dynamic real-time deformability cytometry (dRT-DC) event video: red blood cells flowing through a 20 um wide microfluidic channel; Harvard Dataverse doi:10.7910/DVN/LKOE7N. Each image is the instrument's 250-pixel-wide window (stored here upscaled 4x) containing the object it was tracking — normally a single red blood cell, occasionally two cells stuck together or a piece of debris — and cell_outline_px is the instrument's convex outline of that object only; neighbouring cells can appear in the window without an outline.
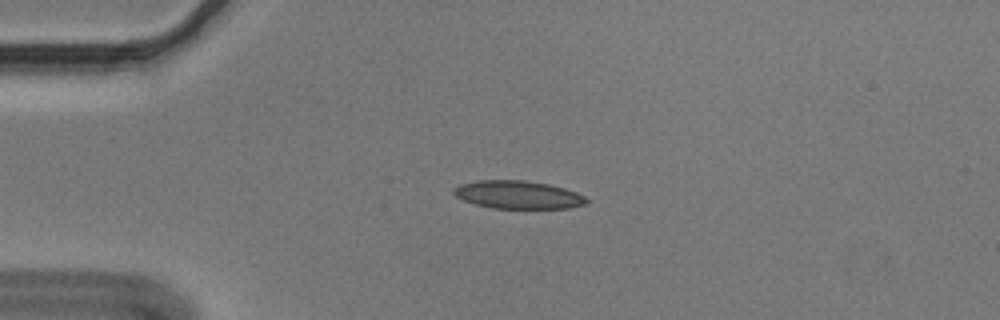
{"species": "Egyptian fruit bat (a non-hibernating species)", "species_latin": "Rousettus aegyptiacus", "temperature_condition": "cold", "stored_images_in_passage": 44, "camera_frame_rate_fps": 3000, "um_per_image_px": 0.085, "animal": {"sex": "male"}, "frame": {"image": 1, "passage_image": 2, "time_ms": 0.333, "image_size_px": [1000, 320], "cell_outline_px": [[588, 204], [568, 208], [492, 208], [476, 204], [464, 200], [456, 196], [452, 192], [452, 188], [460, 184], [476, 180], [524, 180], [548, 184], [564, 188], [576, 192], [584, 196], [588, 200]], "centroid_in_image_um": [44.02, 16.55], "position_along_channel_um": 41.0, "area_um2": 21.68}}
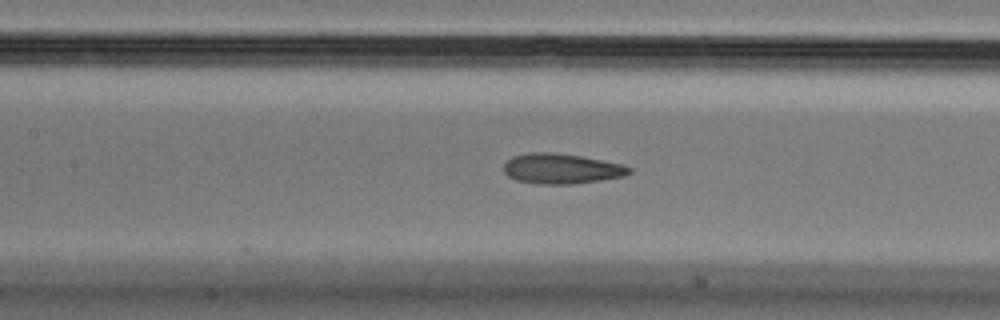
{"frame": {"image": 2, "passage_image": 14, "time_ms": 4.333, "image_size_px": [1000, 320], "cell_outline_px": [[632, 172], [624, 176], [600, 180], [572, 184], [536, 184], [516, 180], [508, 176], [504, 172], [504, 164], [512, 156], [528, 152], [552, 152], [580, 156], [620, 164], [632, 168]], "centroid_in_image_um": [47.68, 14.34], "position_along_channel_um": 159.7, "area_um2": 22.02}}
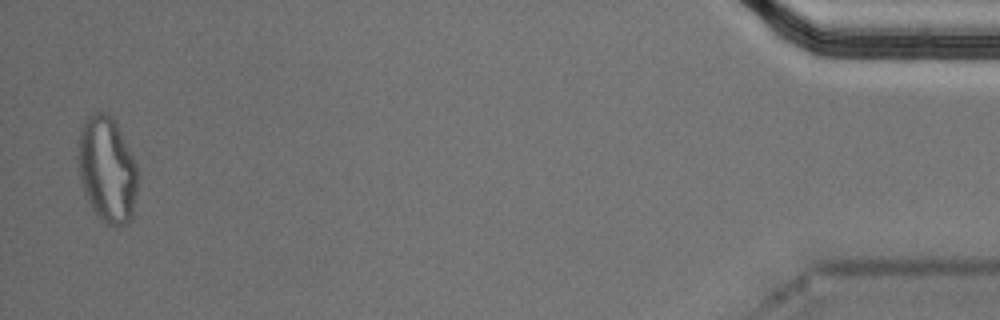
{"frame": {"image": 3, "passage_image": 43, "time_ms": 14.0, "image_size_px": [1000, 320], "cell_outline_px": [[136, 192], [132, 220], [128, 224], [120, 228], [112, 228], [104, 224], [92, 208], [84, 192], [80, 180], [76, 156], [80, 128], [84, 120], [88, 116], [96, 112], [104, 112], [116, 120], [136, 164]], "centroid_in_image_um": [9.08, 14.44], "position_along_channel_um": 426.1, "area_um2": 37.45}, "authors_computed_cell_mechanics": {"area_um2": 22.6865, "velocity_mm_per_s": 3.6185, "shape_relaxation_time_tau1_ms": null, "shape_relaxation_time_tau2_ms": 2.5726, "deformation_change_tau1": null, "deformation_change_tau2": 0.1117}}